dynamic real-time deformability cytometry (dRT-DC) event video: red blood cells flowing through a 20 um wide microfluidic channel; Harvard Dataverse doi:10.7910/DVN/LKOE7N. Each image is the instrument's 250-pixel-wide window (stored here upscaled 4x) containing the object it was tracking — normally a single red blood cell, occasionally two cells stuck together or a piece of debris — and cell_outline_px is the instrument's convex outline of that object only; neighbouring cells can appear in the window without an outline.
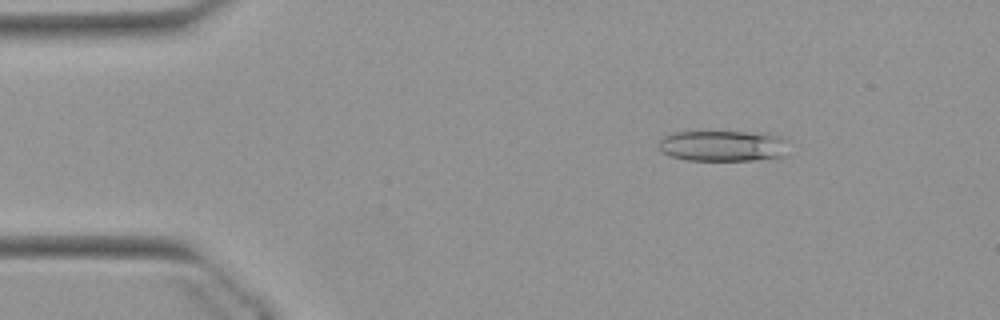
{"species": "Egyptian fruit bat (a non-hibernating species)", "species_latin": "Rousettus aegyptiacus", "temperature_condition": "warm", "stored_images_in_passage": 52, "camera_frame_rate_fps": 3000, "um_per_image_px": 0.085, "animal": {"sex": "female"}, "frame": {"image": 1, "passage_image": 7, "time_ms": 2.0, "image_size_px": [1000, 320], "cell_outline_px": [[788, 156], [756, 160], [688, 160], [672, 156], [664, 152], [660, 148], [660, 140], [664, 136], [676, 132], [764, 132], [780, 136], [788, 140]], "centroid_in_image_um": [61.58, 12.39], "position_along_channel_um": 23.4, "area_um2": 23.64}}
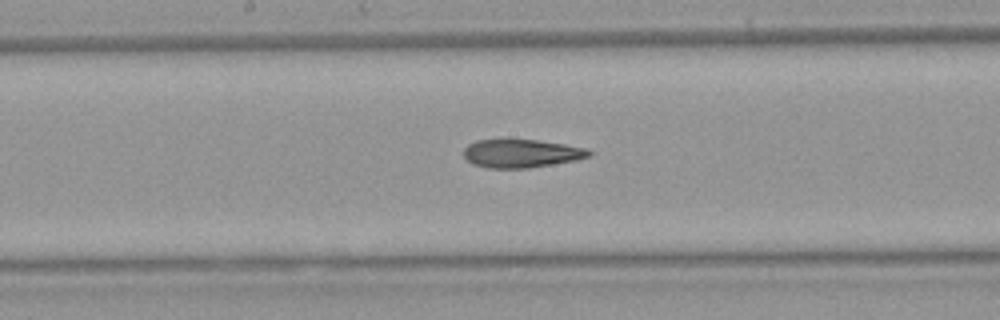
{"frame": {"image": 2, "passage_image": 26, "time_ms": 8.333, "image_size_px": [1000, 320], "cell_outline_px": [[592, 156], [576, 160], [528, 168], [488, 168], [472, 164], [464, 156], [464, 148], [468, 144], [476, 140], [536, 140], [564, 144], [588, 148], [592, 152]], "centroid_in_image_um": [44.33, 13.04], "position_along_channel_um": 203.9, "area_um2": 20.63}}
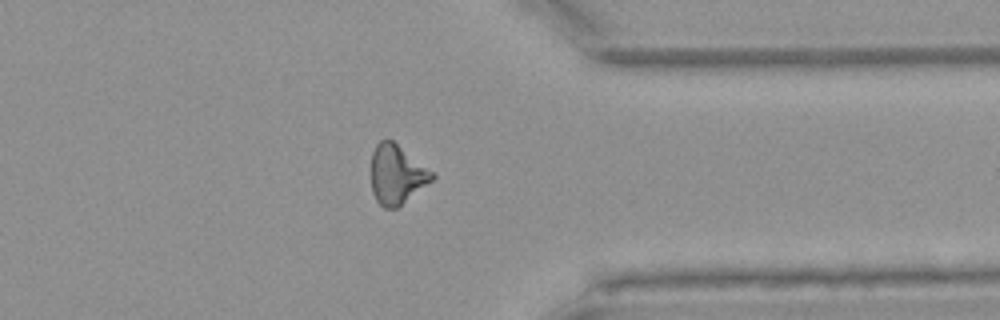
{"frame": {"image": 3, "passage_image": 40, "time_ms": 13.0, "image_size_px": [1000, 320], "cell_outline_px": [[436, 176], [432, 180], [396, 208], [384, 208], [376, 200], [372, 192], [372, 152], [376, 144], [380, 140], [388, 136], [432, 172]], "centroid_in_image_um": [33.69, 14.79], "position_along_channel_um": 377.7, "area_um2": 20.75}, "authors_computed_cell_mechanics": {"area_um2": 21.5594, "velocity_mm_per_s": 3.9044, "shape_relaxation_time_tau1_ms": null, "shape_relaxation_time_tau2_ms": 3.9378, "deformation_change_tau1": null, "deformation_change_tau2": 0.1461}}